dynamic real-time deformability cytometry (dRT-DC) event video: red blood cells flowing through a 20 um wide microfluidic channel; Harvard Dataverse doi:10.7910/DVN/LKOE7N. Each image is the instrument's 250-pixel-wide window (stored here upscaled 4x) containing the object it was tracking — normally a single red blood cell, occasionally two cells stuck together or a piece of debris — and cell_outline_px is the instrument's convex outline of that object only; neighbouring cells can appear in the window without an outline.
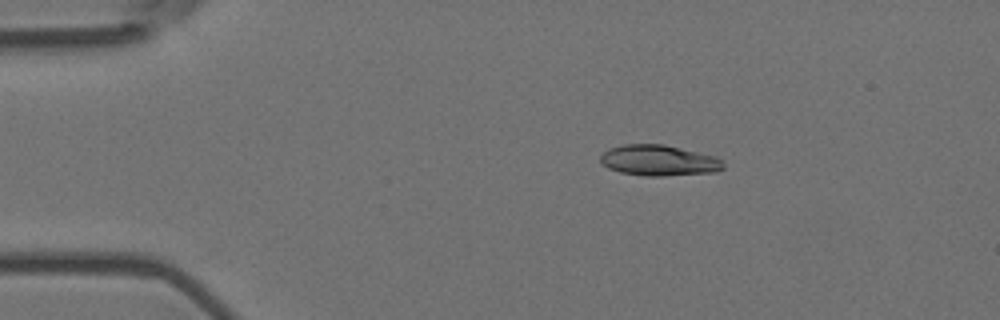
{"species": "Egyptian fruit bat (a non-hibernating species)", "species_latin": "Rousettus aegyptiacus", "temperature_condition": "room temperature", "stored_images_in_passage": 5, "camera_frame_rate_fps": 3000, "um_per_image_px": 0.085, "animal": {"sex": "female"}, "frame": {"image": 1, "passage_image": 3, "time_ms": 0.667, "image_size_px": [1000, 320], "cell_outline_px": [[724, 168], [716, 172], [664, 176], [644, 176], [620, 172], [608, 168], [600, 160], [600, 156], [608, 148], [624, 144], [664, 144], [716, 156], [724, 164]], "centroid_in_image_um": [56.01, 13.63], "position_along_channel_um": 29.0, "area_um2": 22.14}}
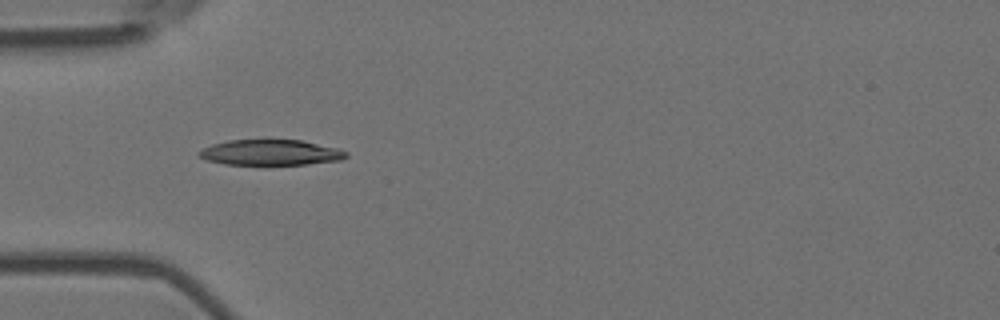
{"frame": {"image": 2, "passage_image": 5, "time_ms": 1.333, "image_size_px": [1000, 320], "cell_outline_px": [[348, 156], [340, 160], [308, 164], [224, 164], [208, 160], [200, 156], [196, 152], [212, 144], [228, 140], [300, 140], [340, 148], [348, 152]], "centroid_in_image_um": [23.04, 12.95], "position_along_channel_um": 62.0, "area_um2": 21.79}}